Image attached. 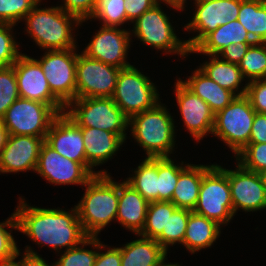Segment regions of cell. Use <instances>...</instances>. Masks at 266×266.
Masks as SVG:
<instances>
[{
    "instance_id": "1",
    "label": "cell",
    "mask_w": 266,
    "mask_h": 266,
    "mask_svg": "<svg viewBox=\"0 0 266 266\" xmlns=\"http://www.w3.org/2000/svg\"><path fill=\"white\" fill-rule=\"evenodd\" d=\"M18 229L38 245L65 250L81 245L89 236L85 233L75 206L70 211L31 207L23 199L15 210Z\"/></svg>"
},
{
    "instance_id": "2",
    "label": "cell",
    "mask_w": 266,
    "mask_h": 266,
    "mask_svg": "<svg viewBox=\"0 0 266 266\" xmlns=\"http://www.w3.org/2000/svg\"><path fill=\"white\" fill-rule=\"evenodd\" d=\"M82 200L76 208L85 233L97 237L113 219L118 210V183L109 174H98L86 183Z\"/></svg>"
},
{
    "instance_id": "3",
    "label": "cell",
    "mask_w": 266,
    "mask_h": 266,
    "mask_svg": "<svg viewBox=\"0 0 266 266\" xmlns=\"http://www.w3.org/2000/svg\"><path fill=\"white\" fill-rule=\"evenodd\" d=\"M26 30L36 44L46 50H66L76 48L72 35V24L82 21L66 13L59 6L39 9L37 5L23 18Z\"/></svg>"
},
{
    "instance_id": "4",
    "label": "cell",
    "mask_w": 266,
    "mask_h": 266,
    "mask_svg": "<svg viewBox=\"0 0 266 266\" xmlns=\"http://www.w3.org/2000/svg\"><path fill=\"white\" fill-rule=\"evenodd\" d=\"M173 122L166 107L158 103L154 108L130 117L128 125L136 142L146 150L147 158H161L169 157L175 146Z\"/></svg>"
},
{
    "instance_id": "5",
    "label": "cell",
    "mask_w": 266,
    "mask_h": 266,
    "mask_svg": "<svg viewBox=\"0 0 266 266\" xmlns=\"http://www.w3.org/2000/svg\"><path fill=\"white\" fill-rule=\"evenodd\" d=\"M68 108L71 109L65 113L79 127L105 130L126 140L125 130L129 127V118L112 97L76 98L65 107L67 110Z\"/></svg>"
},
{
    "instance_id": "6",
    "label": "cell",
    "mask_w": 266,
    "mask_h": 266,
    "mask_svg": "<svg viewBox=\"0 0 266 266\" xmlns=\"http://www.w3.org/2000/svg\"><path fill=\"white\" fill-rule=\"evenodd\" d=\"M194 213L227 224L234 216L228 169L213 165L202 177Z\"/></svg>"
},
{
    "instance_id": "7",
    "label": "cell",
    "mask_w": 266,
    "mask_h": 266,
    "mask_svg": "<svg viewBox=\"0 0 266 266\" xmlns=\"http://www.w3.org/2000/svg\"><path fill=\"white\" fill-rule=\"evenodd\" d=\"M255 113L246 95L236 96L228 106L215 114L212 134L238 154L249 144Z\"/></svg>"
},
{
    "instance_id": "8",
    "label": "cell",
    "mask_w": 266,
    "mask_h": 266,
    "mask_svg": "<svg viewBox=\"0 0 266 266\" xmlns=\"http://www.w3.org/2000/svg\"><path fill=\"white\" fill-rule=\"evenodd\" d=\"M112 99L130 118L154 108L160 98L154 83L131 65L120 70Z\"/></svg>"
},
{
    "instance_id": "9",
    "label": "cell",
    "mask_w": 266,
    "mask_h": 266,
    "mask_svg": "<svg viewBox=\"0 0 266 266\" xmlns=\"http://www.w3.org/2000/svg\"><path fill=\"white\" fill-rule=\"evenodd\" d=\"M59 113L50 105L19 97L1 118L10 135L36 136L46 139Z\"/></svg>"
},
{
    "instance_id": "10",
    "label": "cell",
    "mask_w": 266,
    "mask_h": 266,
    "mask_svg": "<svg viewBox=\"0 0 266 266\" xmlns=\"http://www.w3.org/2000/svg\"><path fill=\"white\" fill-rule=\"evenodd\" d=\"M160 3L144 12L134 22L133 33L144 44L166 53H177L185 56L190 53L186 42L179 40L169 22V17L161 10Z\"/></svg>"
},
{
    "instance_id": "11",
    "label": "cell",
    "mask_w": 266,
    "mask_h": 266,
    "mask_svg": "<svg viewBox=\"0 0 266 266\" xmlns=\"http://www.w3.org/2000/svg\"><path fill=\"white\" fill-rule=\"evenodd\" d=\"M76 48L48 50L37 60L42 67L51 92L65 105L76 99Z\"/></svg>"
},
{
    "instance_id": "12",
    "label": "cell",
    "mask_w": 266,
    "mask_h": 266,
    "mask_svg": "<svg viewBox=\"0 0 266 266\" xmlns=\"http://www.w3.org/2000/svg\"><path fill=\"white\" fill-rule=\"evenodd\" d=\"M120 70L77 53L76 98L112 97Z\"/></svg>"
},
{
    "instance_id": "13",
    "label": "cell",
    "mask_w": 266,
    "mask_h": 266,
    "mask_svg": "<svg viewBox=\"0 0 266 266\" xmlns=\"http://www.w3.org/2000/svg\"><path fill=\"white\" fill-rule=\"evenodd\" d=\"M36 172L52 184H81L84 187L93 176L107 174V171L95 172L87 164L61 156L46 142L41 146Z\"/></svg>"
},
{
    "instance_id": "14",
    "label": "cell",
    "mask_w": 266,
    "mask_h": 266,
    "mask_svg": "<svg viewBox=\"0 0 266 266\" xmlns=\"http://www.w3.org/2000/svg\"><path fill=\"white\" fill-rule=\"evenodd\" d=\"M12 66L20 97L48 104L59 114L65 112L66 106L51 92L37 59L21 54Z\"/></svg>"
},
{
    "instance_id": "15",
    "label": "cell",
    "mask_w": 266,
    "mask_h": 266,
    "mask_svg": "<svg viewBox=\"0 0 266 266\" xmlns=\"http://www.w3.org/2000/svg\"><path fill=\"white\" fill-rule=\"evenodd\" d=\"M241 0H210L195 3L196 11L185 30L199 32L185 40L189 51L193 50L209 33L219 26L238 19Z\"/></svg>"
},
{
    "instance_id": "16",
    "label": "cell",
    "mask_w": 266,
    "mask_h": 266,
    "mask_svg": "<svg viewBox=\"0 0 266 266\" xmlns=\"http://www.w3.org/2000/svg\"><path fill=\"white\" fill-rule=\"evenodd\" d=\"M130 37V32L125 29L102 26L82 53L119 69L126 68L131 66L125 61Z\"/></svg>"
},
{
    "instance_id": "17",
    "label": "cell",
    "mask_w": 266,
    "mask_h": 266,
    "mask_svg": "<svg viewBox=\"0 0 266 266\" xmlns=\"http://www.w3.org/2000/svg\"><path fill=\"white\" fill-rule=\"evenodd\" d=\"M233 213L241 208L253 212L266 208V189L260 173L249 171L239 163L236 170H228Z\"/></svg>"
},
{
    "instance_id": "18",
    "label": "cell",
    "mask_w": 266,
    "mask_h": 266,
    "mask_svg": "<svg viewBox=\"0 0 266 266\" xmlns=\"http://www.w3.org/2000/svg\"><path fill=\"white\" fill-rule=\"evenodd\" d=\"M175 93L184 125L197 141L214 128L215 114L210 106L178 80Z\"/></svg>"
},
{
    "instance_id": "19",
    "label": "cell",
    "mask_w": 266,
    "mask_h": 266,
    "mask_svg": "<svg viewBox=\"0 0 266 266\" xmlns=\"http://www.w3.org/2000/svg\"><path fill=\"white\" fill-rule=\"evenodd\" d=\"M43 138L27 135H10L0 154V172L36 171Z\"/></svg>"
},
{
    "instance_id": "20",
    "label": "cell",
    "mask_w": 266,
    "mask_h": 266,
    "mask_svg": "<svg viewBox=\"0 0 266 266\" xmlns=\"http://www.w3.org/2000/svg\"><path fill=\"white\" fill-rule=\"evenodd\" d=\"M45 142L61 156L86 164L82 129L65 112L54 119Z\"/></svg>"
},
{
    "instance_id": "21",
    "label": "cell",
    "mask_w": 266,
    "mask_h": 266,
    "mask_svg": "<svg viewBox=\"0 0 266 266\" xmlns=\"http://www.w3.org/2000/svg\"><path fill=\"white\" fill-rule=\"evenodd\" d=\"M118 198L116 220L138 235L144 227L149 202L126 181L118 183Z\"/></svg>"
},
{
    "instance_id": "22",
    "label": "cell",
    "mask_w": 266,
    "mask_h": 266,
    "mask_svg": "<svg viewBox=\"0 0 266 266\" xmlns=\"http://www.w3.org/2000/svg\"><path fill=\"white\" fill-rule=\"evenodd\" d=\"M86 154V164L92 170L112 158L124 140L117 134L105 130L80 127Z\"/></svg>"
},
{
    "instance_id": "23",
    "label": "cell",
    "mask_w": 266,
    "mask_h": 266,
    "mask_svg": "<svg viewBox=\"0 0 266 266\" xmlns=\"http://www.w3.org/2000/svg\"><path fill=\"white\" fill-rule=\"evenodd\" d=\"M255 43L244 26L238 21H230L209 33L190 53L219 55L229 44Z\"/></svg>"
},
{
    "instance_id": "24",
    "label": "cell",
    "mask_w": 266,
    "mask_h": 266,
    "mask_svg": "<svg viewBox=\"0 0 266 266\" xmlns=\"http://www.w3.org/2000/svg\"><path fill=\"white\" fill-rule=\"evenodd\" d=\"M181 82L205 101L214 114L228 106L236 97L233 92L211 80L200 68L194 71L187 81L181 80Z\"/></svg>"
},
{
    "instance_id": "25",
    "label": "cell",
    "mask_w": 266,
    "mask_h": 266,
    "mask_svg": "<svg viewBox=\"0 0 266 266\" xmlns=\"http://www.w3.org/2000/svg\"><path fill=\"white\" fill-rule=\"evenodd\" d=\"M120 248L121 266H157L167 251L155 240L141 236Z\"/></svg>"
},
{
    "instance_id": "26",
    "label": "cell",
    "mask_w": 266,
    "mask_h": 266,
    "mask_svg": "<svg viewBox=\"0 0 266 266\" xmlns=\"http://www.w3.org/2000/svg\"><path fill=\"white\" fill-rule=\"evenodd\" d=\"M213 166L189 164L180 174L172 195V203L177 208L189 209L196 207L203 175Z\"/></svg>"
},
{
    "instance_id": "27",
    "label": "cell",
    "mask_w": 266,
    "mask_h": 266,
    "mask_svg": "<svg viewBox=\"0 0 266 266\" xmlns=\"http://www.w3.org/2000/svg\"><path fill=\"white\" fill-rule=\"evenodd\" d=\"M220 225L214 220L194 213L189 214L182 245L191 253L210 247L220 235Z\"/></svg>"
},
{
    "instance_id": "28",
    "label": "cell",
    "mask_w": 266,
    "mask_h": 266,
    "mask_svg": "<svg viewBox=\"0 0 266 266\" xmlns=\"http://www.w3.org/2000/svg\"><path fill=\"white\" fill-rule=\"evenodd\" d=\"M212 57L209 62L204 63L200 69L215 81L219 86L233 92L236 96L246 94L247 83L244 88L238 92L240 83L244 80L242 72L237 64L219 58V55H210ZM238 92L236 94V92Z\"/></svg>"
},
{
    "instance_id": "29",
    "label": "cell",
    "mask_w": 266,
    "mask_h": 266,
    "mask_svg": "<svg viewBox=\"0 0 266 266\" xmlns=\"http://www.w3.org/2000/svg\"><path fill=\"white\" fill-rule=\"evenodd\" d=\"M237 20L255 42L266 43V0H241Z\"/></svg>"
},
{
    "instance_id": "30",
    "label": "cell",
    "mask_w": 266,
    "mask_h": 266,
    "mask_svg": "<svg viewBox=\"0 0 266 266\" xmlns=\"http://www.w3.org/2000/svg\"><path fill=\"white\" fill-rule=\"evenodd\" d=\"M126 180L148 202L158 201V158H145Z\"/></svg>"
},
{
    "instance_id": "31",
    "label": "cell",
    "mask_w": 266,
    "mask_h": 266,
    "mask_svg": "<svg viewBox=\"0 0 266 266\" xmlns=\"http://www.w3.org/2000/svg\"><path fill=\"white\" fill-rule=\"evenodd\" d=\"M189 209L177 208L172 202H167L166 231L155 239L166 251L168 245L183 243L184 235L189 219Z\"/></svg>"
},
{
    "instance_id": "32",
    "label": "cell",
    "mask_w": 266,
    "mask_h": 266,
    "mask_svg": "<svg viewBox=\"0 0 266 266\" xmlns=\"http://www.w3.org/2000/svg\"><path fill=\"white\" fill-rule=\"evenodd\" d=\"M176 165L170 157L158 158V201H172L179 174L189 165Z\"/></svg>"
},
{
    "instance_id": "33",
    "label": "cell",
    "mask_w": 266,
    "mask_h": 266,
    "mask_svg": "<svg viewBox=\"0 0 266 266\" xmlns=\"http://www.w3.org/2000/svg\"><path fill=\"white\" fill-rule=\"evenodd\" d=\"M238 66L243 77H248L250 81L266 79V43L251 44Z\"/></svg>"
},
{
    "instance_id": "34",
    "label": "cell",
    "mask_w": 266,
    "mask_h": 266,
    "mask_svg": "<svg viewBox=\"0 0 266 266\" xmlns=\"http://www.w3.org/2000/svg\"><path fill=\"white\" fill-rule=\"evenodd\" d=\"M81 245L65 250L54 266H93L97 252L83 249V247L85 245H93L96 249L106 248L97 237H88Z\"/></svg>"
},
{
    "instance_id": "35",
    "label": "cell",
    "mask_w": 266,
    "mask_h": 266,
    "mask_svg": "<svg viewBox=\"0 0 266 266\" xmlns=\"http://www.w3.org/2000/svg\"><path fill=\"white\" fill-rule=\"evenodd\" d=\"M125 0H97L93 16L103 21L104 27H118L128 22Z\"/></svg>"
},
{
    "instance_id": "36",
    "label": "cell",
    "mask_w": 266,
    "mask_h": 266,
    "mask_svg": "<svg viewBox=\"0 0 266 266\" xmlns=\"http://www.w3.org/2000/svg\"><path fill=\"white\" fill-rule=\"evenodd\" d=\"M167 201L149 202L145 224L139 236L156 239L166 231Z\"/></svg>"
},
{
    "instance_id": "37",
    "label": "cell",
    "mask_w": 266,
    "mask_h": 266,
    "mask_svg": "<svg viewBox=\"0 0 266 266\" xmlns=\"http://www.w3.org/2000/svg\"><path fill=\"white\" fill-rule=\"evenodd\" d=\"M245 169L261 173L266 170V143H249L235 155Z\"/></svg>"
},
{
    "instance_id": "38",
    "label": "cell",
    "mask_w": 266,
    "mask_h": 266,
    "mask_svg": "<svg viewBox=\"0 0 266 266\" xmlns=\"http://www.w3.org/2000/svg\"><path fill=\"white\" fill-rule=\"evenodd\" d=\"M19 97L14 67L0 68V119Z\"/></svg>"
},
{
    "instance_id": "39",
    "label": "cell",
    "mask_w": 266,
    "mask_h": 266,
    "mask_svg": "<svg viewBox=\"0 0 266 266\" xmlns=\"http://www.w3.org/2000/svg\"><path fill=\"white\" fill-rule=\"evenodd\" d=\"M41 0H0V23L16 25Z\"/></svg>"
},
{
    "instance_id": "40",
    "label": "cell",
    "mask_w": 266,
    "mask_h": 266,
    "mask_svg": "<svg viewBox=\"0 0 266 266\" xmlns=\"http://www.w3.org/2000/svg\"><path fill=\"white\" fill-rule=\"evenodd\" d=\"M5 227L18 229L15 213L5 222L0 223V263L13 261L20 253L11 232H8Z\"/></svg>"
},
{
    "instance_id": "41",
    "label": "cell",
    "mask_w": 266,
    "mask_h": 266,
    "mask_svg": "<svg viewBox=\"0 0 266 266\" xmlns=\"http://www.w3.org/2000/svg\"><path fill=\"white\" fill-rule=\"evenodd\" d=\"M13 26L15 25L0 23V68L12 66L21 55L10 32Z\"/></svg>"
},
{
    "instance_id": "42",
    "label": "cell",
    "mask_w": 266,
    "mask_h": 266,
    "mask_svg": "<svg viewBox=\"0 0 266 266\" xmlns=\"http://www.w3.org/2000/svg\"><path fill=\"white\" fill-rule=\"evenodd\" d=\"M245 95L256 113L266 114V79L249 81Z\"/></svg>"
},
{
    "instance_id": "43",
    "label": "cell",
    "mask_w": 266,
    "mask_h": 266,
    "mask_svg": "<svg viewBox=\"0 0 266 266\" xmlns=\"http://www.w3.org/2000/svg\"><path fill=\"white\" fill-rule=\"evenodd\" d=\"M64 6H59L66 13L78 17L82 22L90 19L96 7L97 0H64Z\"/></svg>"
},
{
    "instance_id": "44",
    "label": "cell",
    "mask_w": 266,
    "mask_h": 266,
    "mask_svg": "<svg viewBox=\"0 0 266 266\" xmlns=\"http://www.w3.org/2000/svg\"><path fill=\"white\" fill-rule=\"evenodd\" d=\"M156 4V0H125L124 6L128 21H135Z\"/></svg>"
},
{
    "instance_id": "45",
    "label": "cell",
    "mask_w": 266,
    "mask_h": 266,
    "mask_svg": "<svg viewBox=\"0 0 266 266\" xmlns=\"http://www.w3.org/2000/svg\"><path fill=\"white\" fill-rule=\"evenodd\" d=\"M254 43H241L229 44L219 54L222 56V60L228 61L232 64H239L249 49L250 45Z\"/></svg>"
},
{
    "instance_id": "46",
    "label": "cell",
    "mask_w": 266,
    "mask_h": 266,
    "mask_svg": "<svg viewBox=\"0 0 266 266\" xmlns=\"http://www.w3.org/2000/svg\"><path fill=\"white\" fill-rule=\"evenodd\" d=\"M249 143H266V114L255 113Z\"/></svg>"
},
{
    "instance_id": "47",
    "label": "cell",
    "mask_w": 266,
    "mask_h": 266,
    "mask_svg": "<svg viewBox=\"0 0 266 266\" xmlns=\"http://www.w3.org/2000/svg\"><path fill=\"white\" fill-rule=\"evenodd\" d=\"M93 266H121L120 247L109 248L105 253L97 252Z\"/></svg>"
},
{
    "instance_id": "48",
    "label": "cell",
    "mask_w": 266,
    "mask_h": 266,
    "mask_svg": "<svg viewBox=\"0 0 266 266\" xmlns=\"http://www.w3.org/2000/svg\"><path fill=\"white\" fill-rule=\"evenodd\" d=\"M23 256L24 257L17 262L19 266H49L46 264L44 259H42V257H40L30 247H27ZM50 266H54V264Z\"/></svg>"
},
{
    "instance_id": "49",
    "label": "cell",
    "mask_w": 266,
    "mask_h": 266,
    "mask_svg": "<svg viewBox=\"0 0 266 266\" xmlns=\"http://www.w3.org/2000/svg\"><path fill=\"white\" fill-rule=\"evenodd\" d=\"M9 133L7 131V129L5 128V126L3 125L2 120L0 119V154L7 142Z\"/></svg>"
},
{
    "instance_id": "50",
    "label": "cell",
    "mask_w": 266,
    "mask_h": 266,
    "mask_svg": "<svg viewBox=\"0 0 266 266\" xmlns=\"http://www.w3.org/2000/svg\"><path fill=\"white\" fill-rule=\"evenodd\" d=\"M156 1L157 3L159 2V0ZM162 1L165 2V4L171 6L172 8H175L176 10L184 9V4L186 2V0H162Z\"/></svg>"
},
{
    "instance_id": "51",
    "label": "cell",
    "mask_w": 266,
    "mask_h": 266,
    "mask_svg": "<svg viewBox=\"0 0 266 266\" xmlns=\"http://www.w3.org/2000/svg\"><path fill=\"white\" fill-rule=\"evenodd\" d=\"M0 266H19V264L13 260L10 262L0 263Z\"/></svg>"
},
{
    "instance_id": "52",
    "label": "cell",
    "mask_w": 266,
    "mask_h": 266,
    "mask_svg": "<svg viewBox=\"0 0 266 266\" xmlns=\"http://www.w3.org/2000/svg\"><path fill=\"white\" fill-rule=\"evenodd\" d=\"M260 176H261V178H262V181H263L264 187H265V189H266V170H265V171H262V172L260 173Z\"/></svg>"
},
{
    "instance_id": "53",
    "label": "cell",
    "mask_w": 266,
    "mask_h": 266,
    "mask_svg": "<svg viewBox=\"0 0 266 266\" xmlns=\"http://www.w3.org/2000/svg\"><path fill=\"white\" fill-rule=\"evenodd\" d=\"M164 261H165V260H163V261H162L159 265H157V266H180V265L177 264V263H176V264H173V263H172V264H169V263H168V264H165Z\"/></svg>"
},
{
    "instance_id": "54",
    "label": "cell",
    "mask_w": 266,
    "mask_h": 266,
    "mask_svg": "<svg viewBox=\"0 0 266 266\" xmlns=\"http://www.w3.org/2000/svg\"><path fill=\"white\" fill-rule=\"evenodd\" d=\"M205 1H210V0H195V3L205 2Z\"/></svg>"
}]
</instances>
